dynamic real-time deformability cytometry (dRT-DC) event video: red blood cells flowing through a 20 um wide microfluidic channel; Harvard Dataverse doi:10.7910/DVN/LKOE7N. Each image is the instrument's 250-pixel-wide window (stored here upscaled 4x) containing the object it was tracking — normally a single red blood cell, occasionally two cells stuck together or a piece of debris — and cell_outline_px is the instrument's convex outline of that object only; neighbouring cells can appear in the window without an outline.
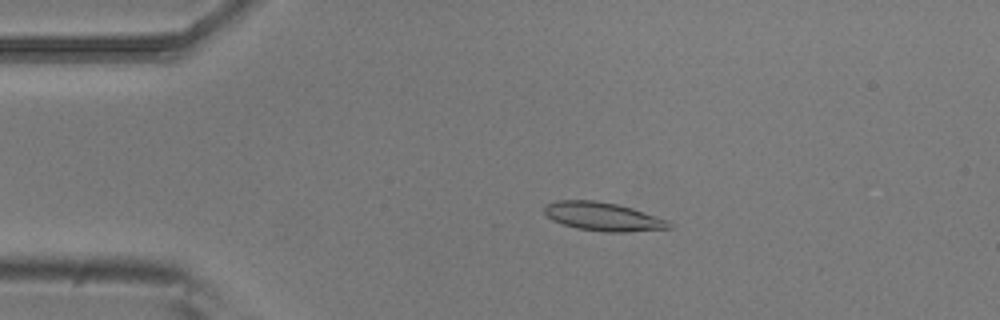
{"species": "common noctule bat (a hibernating species)", "species_latin": "Nyctalus noctula", "temperature_condition": "room temperature", "stored_images_in_passage": 5, "camera_frame_rate_fps": 3000, "um_per_image_px": 0.085, "animal": {"sex": "male", "body_mass_g": 20.5, "forearm_length_mm": 52.5}, "frame": {"image": 1, "passage_image": 4, "time_ms": 1.0, "image_size_px": [1000, 320], "cell_outline_px": [[672, 228], [628, 232], [604, 232], [576, 228], [552, 220], [544, 212], [544, 204], [556, 200], [596, 200], [616, 204], [632, 208], [668, 220], [672, 224]], "centroid_in_image_um": [51.25, 18.41], "position_along_channel_um": 33.8, "area_um2": 20.81}}